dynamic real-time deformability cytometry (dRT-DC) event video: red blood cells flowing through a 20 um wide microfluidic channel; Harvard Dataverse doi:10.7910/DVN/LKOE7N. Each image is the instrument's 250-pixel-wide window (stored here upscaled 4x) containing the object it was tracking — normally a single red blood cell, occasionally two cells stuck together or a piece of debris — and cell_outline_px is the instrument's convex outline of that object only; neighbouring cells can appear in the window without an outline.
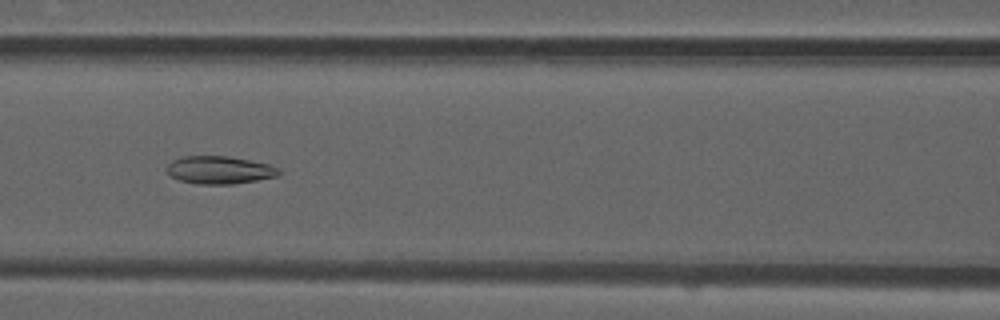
{"species": "common noctule bat (a hibernating species)", "species_latin": "Nyctalus noctula", "temperature_condition": "room temperature", "stored_images_in_passage": 53, "camera_frame_rate_fps": 3000, "um_per_image_px": 0.085, "animal": {"sex": "male", "forearm_length_mm": 52.5}, "frame": {"image": 1, "passage_image": 23, "time_ms": 7.333, "image_size_px": [1000, 320], "cell_outline_px": [[284, 172], [280, 176], [232, 184], [196, 184], [180, 180], [172, 176], [164, 168], [172, 160], [184, 156], [228, 156], [268, 164], [280, 168]], "centroid_in_image_um": [18.69, 14.45], "position_along_channel_um": 147.9, "area_um2": 18.26}}
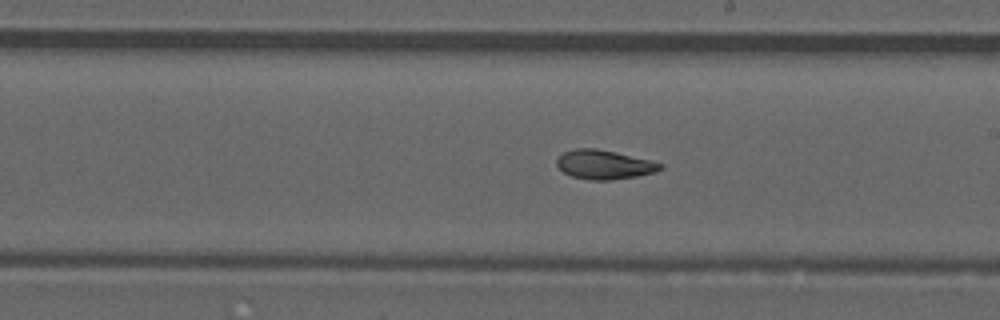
{"frame": {"image": 2, "passage_image": 30, "time_ms": 9.667, "image_size_px": [1000, 320], "cell_outline_px": [[664, 168], [656, 172], [636, 176], [612, 180], [588, 180], [572, 176], [564, 172], [556, 164], [556, 160], [564, 152], [576, 148], [596, 148], [652, 160], [664, 164]], "centroid_in_image_um": [51.39, 13.99], "position_along_channel_um": 237.6, "area_um2": 17.63}}
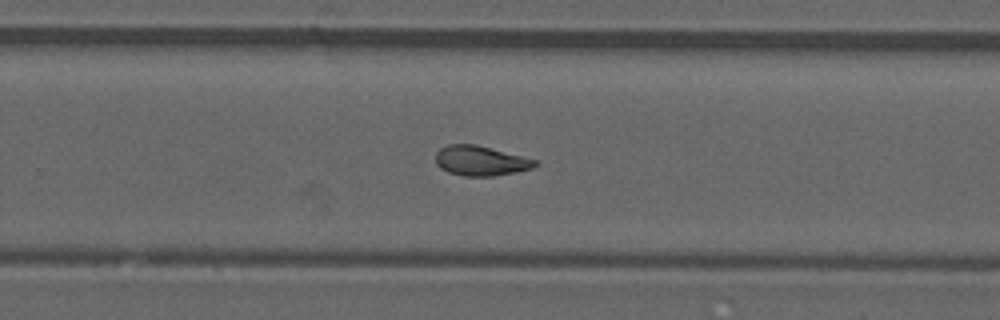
{"frame": {"image": 3, "passage_image": 34, "time_ms": 11.0, "image_size_px": [1000, 320], "cell_outline_px": [[540, 164], [532, 168], [516, 172], [492, 176], [464, 176], [448, 172], [440, 168], [436, 164], [436, 152], [440, 148], [448, 144], [476, 144], [536, 160]], "centroid_in_image_um": [40.83, 13.66], "position_along_channel_um": 289.0, "area_um2": 17.28}, "authors_computed_cell_mechanics": {"area_um2": 18.0914, "velocity_mm_per_s": 3.8596, "shape_relaxation_time_tau1_ms": null, "shape_relaxation_time_tau2_ms": 2.0118, "deformation_change_tau1": null, "deformation_change_tau2": 0.0704}}